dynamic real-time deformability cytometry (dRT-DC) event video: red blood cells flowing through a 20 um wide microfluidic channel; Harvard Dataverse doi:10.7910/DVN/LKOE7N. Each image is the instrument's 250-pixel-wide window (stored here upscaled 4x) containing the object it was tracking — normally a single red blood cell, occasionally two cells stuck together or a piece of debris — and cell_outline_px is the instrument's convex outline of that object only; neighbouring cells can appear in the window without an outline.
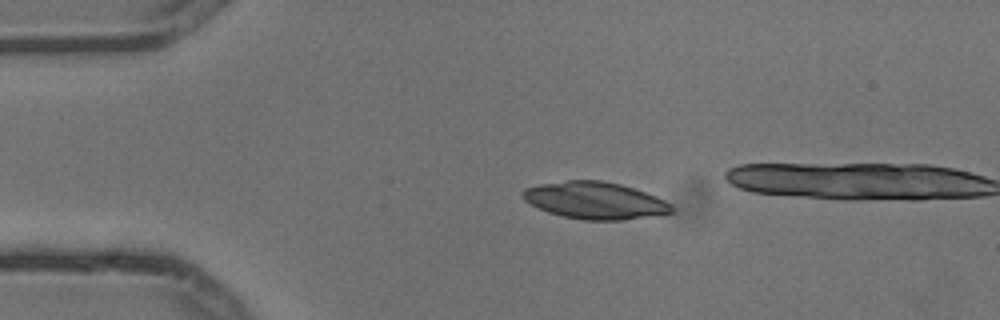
{"species": "common noctule bat (a hibernating species)", "species_latin": "Nyctalus noctula", "temperature_condition": "cold", "stored_images_in_passage": 2, "camera_frame_rate_fps": 3000, "um_per_image_px": 0.085, "animal": {"sex": "male", "body_mass_g": 13.3}, "frame": {"image": 1, "passage_image": 1, "time_ms": 0.0, "image_size_px": [1000, 320], "cell_outline_px": [[672, 212], [624, 220], [584, 220], [564, 216], [548, 212], [524, 200], [520, 196], [520, 192], [524, 188], [540, 184], [568, 180], [600, 180], [620, 184], [656, 196], [664, 200], [672, 208]], "centroid_in_image_um": [50.51, 17.03], "position_along_channel_um": 34.5, "area_um2": 31.79}}